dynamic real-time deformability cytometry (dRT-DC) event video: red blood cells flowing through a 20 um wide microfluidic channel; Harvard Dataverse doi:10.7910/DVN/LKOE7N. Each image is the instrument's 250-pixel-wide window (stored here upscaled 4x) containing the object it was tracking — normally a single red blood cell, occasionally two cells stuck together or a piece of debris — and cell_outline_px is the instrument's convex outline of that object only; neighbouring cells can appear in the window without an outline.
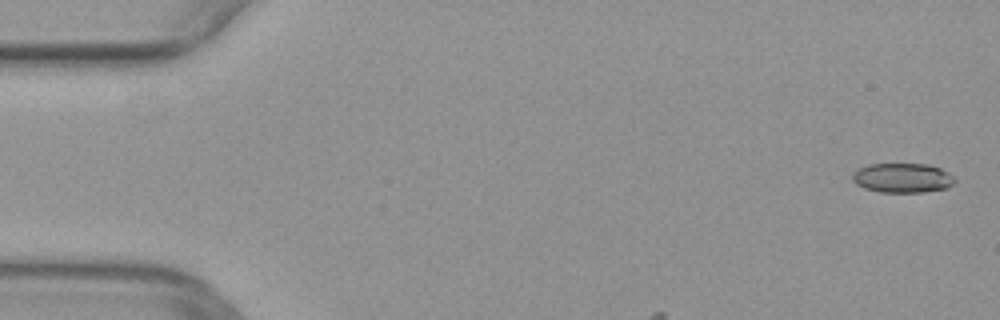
{"species": "common noctule bat (a hibernating species)", "species_latin": "Nyctalus noctula", "temperature_condition": "warm", "stored_images_in_passage": 48, "camera_frame_rate_fps": 3000, "um_per_image_px": 0.085, "animal": {"sex": "female", "body_mass_g": 29.2, "forearm_length_mm": 56.3}, "frame": {"image": 1, "passage_image": 2, "time_ms": 0.333, "image_size_px": [1000, 320], "cell_outline_px": [[956, 180], [948, 188], [924, 192], [880, 192], [864, 188], [856, 184], [852, 180], [852, 172], [856, 168], [868, 164], [928, 164], [940, 168], [948, 172]], "centroid_in_image_um": [76.68, 15.12], "position_along_channel_um": 8.3, "area_um2": 17.8}}